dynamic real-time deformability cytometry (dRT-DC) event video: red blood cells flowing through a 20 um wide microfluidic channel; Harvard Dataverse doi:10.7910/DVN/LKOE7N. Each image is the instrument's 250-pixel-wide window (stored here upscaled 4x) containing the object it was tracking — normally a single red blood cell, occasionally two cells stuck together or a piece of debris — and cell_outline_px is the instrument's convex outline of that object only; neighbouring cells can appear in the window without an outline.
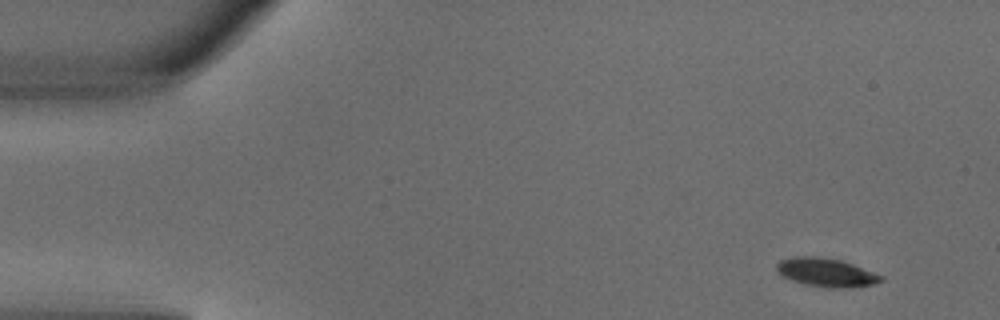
{"species": "common noctule bat (a hibernating species)", "species_latin": "Nyctalus noctula", "temperature_condition": "warm", "stored_images_in_passage": 3, "camera_frame_rate_fps": 3000, "um_per_image_px": 0.085, "animal": {"sex": "male", "body_mass_g": 18.8}, "frame": {"image": 1, "passage_image": 1, "time_ms": 0.0, "image_size_px": [1000, 320], "cell_outline_px": [[884, 280], [872, 284], [852, 288], [828, 288], [804, 284], [792, 280], [776, 272], [776, 264], [780, 260], [792, 256], [820, 256], [840, 260], [852, 264], [884, 276]], "centroid_in_image_um": [70.21, 23.15], "position_along_channel_um": 14.8, "area_um2": 17.51}}